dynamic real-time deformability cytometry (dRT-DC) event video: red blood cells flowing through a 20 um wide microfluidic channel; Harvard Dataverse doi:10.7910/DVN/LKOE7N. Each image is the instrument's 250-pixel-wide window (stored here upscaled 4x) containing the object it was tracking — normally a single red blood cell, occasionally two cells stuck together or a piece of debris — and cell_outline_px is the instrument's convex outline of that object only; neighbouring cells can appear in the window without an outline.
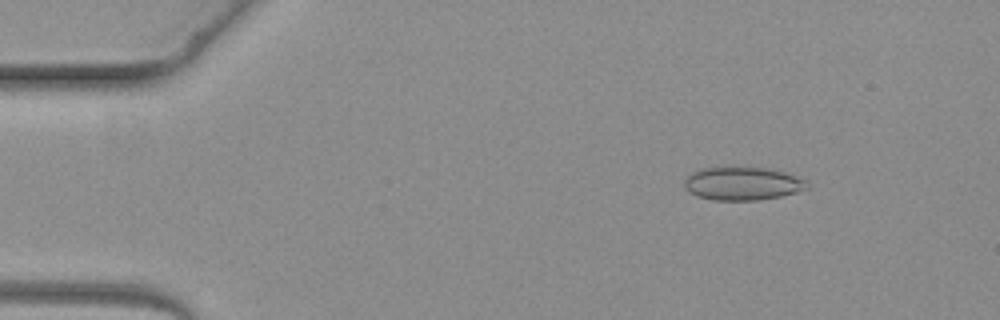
{"species": "common noctule bat (a hibernating species)", "species_latin": "Nyctalus noctula", "temperature_condition": "warm", "stored_images_in_passage": 3, "camera_frame_rate_fps": 3000, "um_per_image_px": 0.085, "animal": {"sex": "female", "body_mass_g": 19.3, "forearm_length_mm": 54.1}, "frame": {"image": 1, "passage_image": 1, "time_ms": 0.0, "image_size_px": [1000, 320], "cell_outline_px": [[808, 188], [796, 192], [780, 196], [756, 200], [712, 200], [696, 196], [684, 184], [684, 180], [692, 172], [700, 168], [772, 168], [808, 180]], "centroid_in_image_um": [63.15, 15.6], "position_along_channel_um": 21.9, "area_um2": 23.52}}
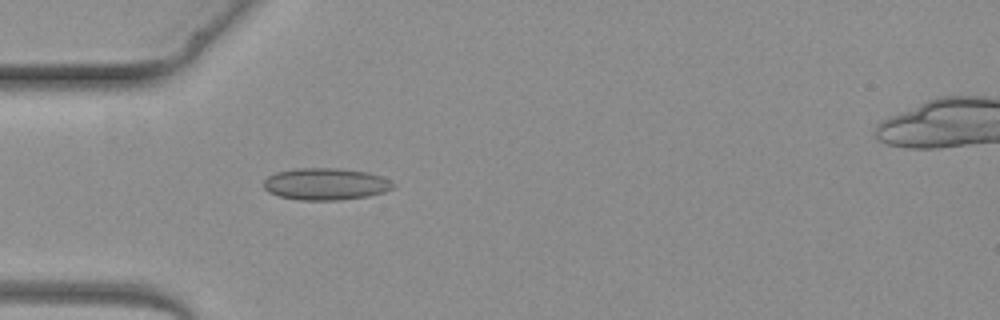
{"frame": {"image": 2, "passage_image": 3, "time_ms": 2.333, "image_size_px": [1000, 320], "cell_outline_px": [[396, 184], [392, 188], [384, 192], [368, 196], [340, 200], [300, 200], [280, 196], [268, 192], [264, 188], [264, 180], [268, 176], [276, 172], [296, 168], [340, 168], [368, 172], [380, 176]], "centroid_in_image_um": [27.67, 15.64], "position_along_channel_um": 57.3, "area_um2": 24.1}}